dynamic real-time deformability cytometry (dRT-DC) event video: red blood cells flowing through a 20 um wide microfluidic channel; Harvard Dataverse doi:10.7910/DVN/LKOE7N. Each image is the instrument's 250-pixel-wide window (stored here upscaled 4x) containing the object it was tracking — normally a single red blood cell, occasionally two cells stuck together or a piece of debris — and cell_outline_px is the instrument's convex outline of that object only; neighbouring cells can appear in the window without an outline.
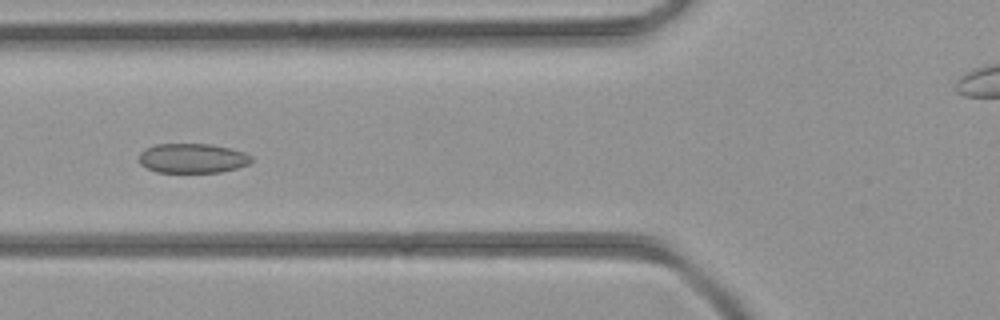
{"species": "common noctule bat (a hibernating species)", "species_latin": "Nyctalus noctula", "temperature_condition": "room temperature", "stored_images_in_passage": 36, "camera_frame_rate_fps": 3000, "um_per_image_px": 0.085, "animal": {"sex": "female", "body_mass_g": 21.9}, "frame": {"image": 1, "passage_image": 8, "time_ms": 2.333, "image_size_px": [1000, 320], "cell_outline_px": [[252, 160], [248, 164], [236, 168], [220, 172], [156, 172], [140, 164], [140, 152], [144, 148], [156, 144], [212, 144], [244, 152], [252, 156]], "centroid_in_image_um": [16.35, 13.44], "position_along_channel_um": 109.5, "area_um2": 19.31}}
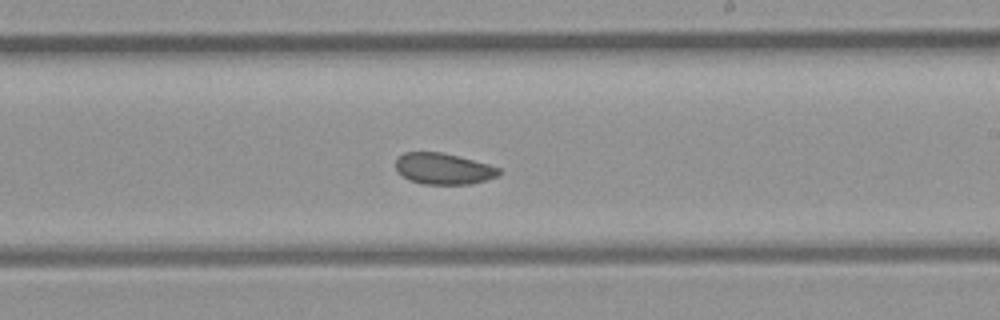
{"frame": {"image": 2, "passage_image": 17, "time_ms": 5.333, "image_size_px": [1000, 320], "cell_outline_px": [[500, 172], [496, 176], [472, 184], [424, 184], [408, 180], [396, 172], [396, 156], [404, 152], [444, 152], [488, 164], [500, 168]], "centroid_in_image_um": [37.63, 14.33], "position_along_channel_um": 251.4, "area_um2": 18.9}}
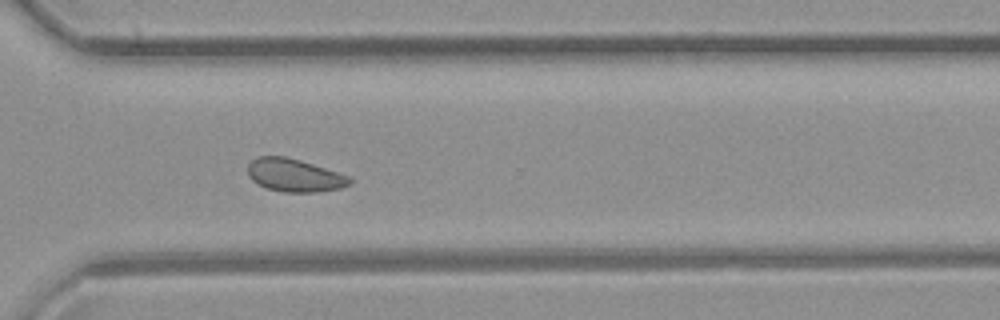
{"frame": {"image": 3, "passage_image": 23, "time_ms": 7.333, "image_size_px": [1000, 320], "cell_outline_px": [[352, 184], [340, 188], [320, 192], [284, 192], [268, 188], [256, 184], [248, 176], [248, 164], [256, 156], [284, 156], [300, 160], [352, 176]], "centroid_in_image_um": [25.05, 14.9], "position_along_channel_um": 345.5, "area_um2": 19.83}}